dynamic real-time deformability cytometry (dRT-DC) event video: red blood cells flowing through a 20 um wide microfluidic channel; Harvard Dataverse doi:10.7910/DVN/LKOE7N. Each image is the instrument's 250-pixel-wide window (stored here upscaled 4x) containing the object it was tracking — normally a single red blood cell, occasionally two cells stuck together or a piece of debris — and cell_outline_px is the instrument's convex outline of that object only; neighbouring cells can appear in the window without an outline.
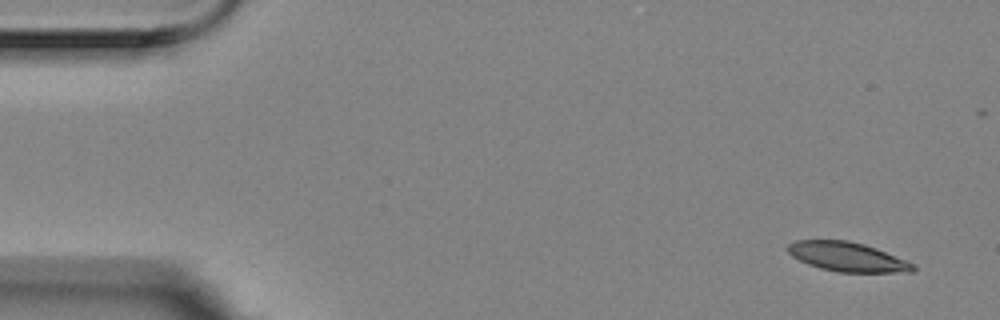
{"species": "Egyptian fruit bat (a non-hibernating species)", "species_latin": "Rousettus aegyptiacus", "temperature_condition": "room temperature", "stored_images_in_passage": 6, "camera_frame_rate_fps": 3000, "um_per_image_px": 0.085, "animal": {"sex": "female"}, "frame": {"image": 1, "passage_image": 1, "time_ms": 0.0, "image_size_px": [1000, 320], "cell_outline_px": [[916, 268], [912, 272], [836, 272], [820, 268], [808, 264], [792, 256], [788, 252], [788, 244], [796, 240], [848, 240], [864, 244], [876, 248], [916, 264]], "centroid_in_image_um": [72.04, 21.83], "position_along_channel_um": 13.0, "area_um2": 21.39}}
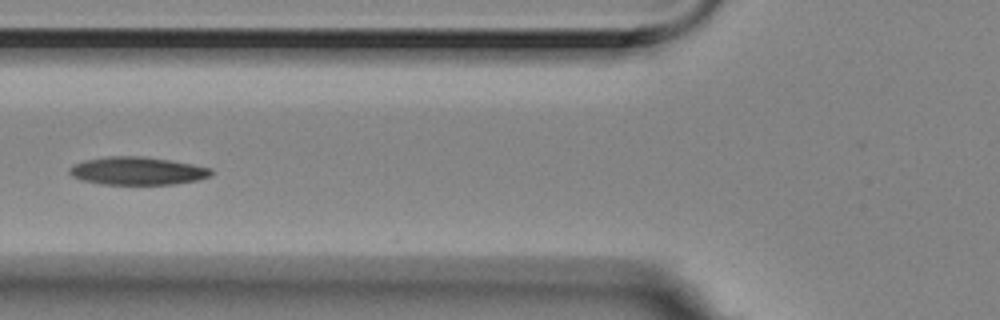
{"frame": {"image": 2, "passage_image": 6, "time_ms": 1.667, "image_size_px": [1000, 320], "cell_outline_px": [[212, 176], [196, 180], [172, 184], [100, 184], [80, 180], [72, 176], [68, 172], [68, 168], [84, 160], [108, 156], [144, 156], [192, 164], [212, 168]], "centroid_in_image_um": [11.65, 14.52], "position_along_channel_um": 114.1, "area_um2": 23.06}}